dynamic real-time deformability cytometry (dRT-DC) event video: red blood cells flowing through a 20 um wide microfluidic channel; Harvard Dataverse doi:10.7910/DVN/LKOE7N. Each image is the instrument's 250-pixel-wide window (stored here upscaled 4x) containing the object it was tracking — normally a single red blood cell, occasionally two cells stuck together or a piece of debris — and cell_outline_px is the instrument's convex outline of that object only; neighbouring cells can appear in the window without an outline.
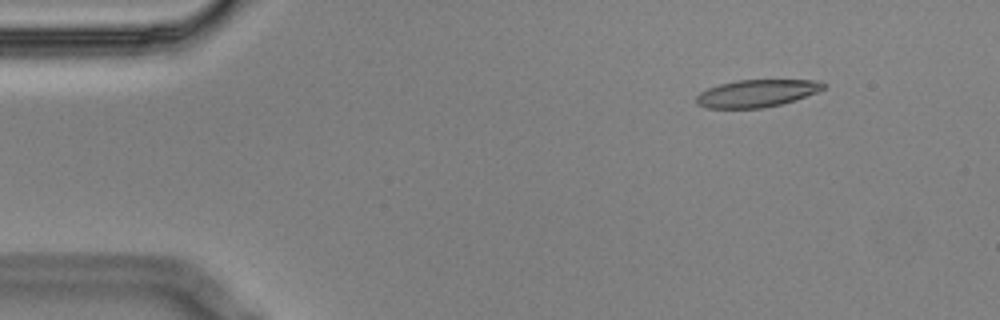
{"species": "Egyptian fruit bat (a non-hibernating species)", "species_latin": "Rousettus aegyptiacus", "temperature_condition": "cold", "stored_images_in_passage": 7, "camera_frame_rate_fps": 3000, "um_per_image_px": 0.085, "animal": {"sex": "male"}, "frame": {"image": 1, "passage_image": 1, "time_ms": 0.0, "image_size_px": [1000, 320], "cell_outline_px": [[824, 88], [816, 92], [780, 104], [764, 108], [708, 108], [696, 104], [696, 96], [700, 92], [708, 88], [720, 84], [736, 80], [816, 80], [824, 84]], "centroid_in_image_um": [64.26, 7.93], "position_along_channel_um": 20.7, "area_um2": 20.0}}
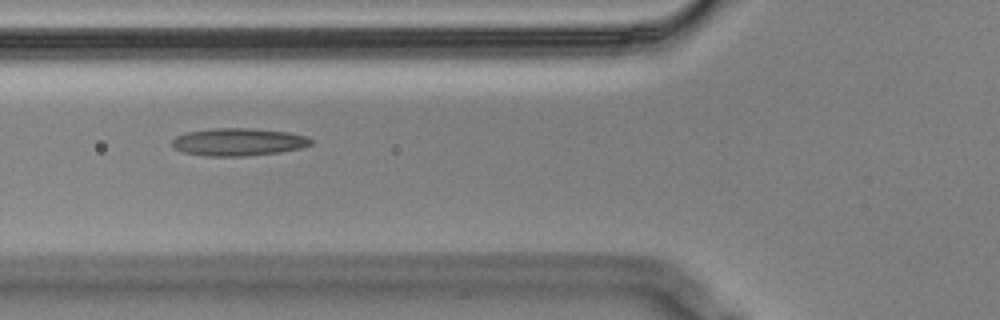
{"frame": {"image": 2, "passage_image": 5, "time_ms": 1.333, "image_size_px": [1000, 320], "cell_outline_px": [[312, 144], [300, 148], [280, 152], [244, 156], [204, 156], [184, 152], [172, 148], [172, 140], [176, 136], [188, 132], [212, 128], [252, 128], [288, 132], [308, 136], [312, 140]], "centroid_in_image_um": [20.25, 12.06], "position_along_channel_um": 105.5, "area_um2": 22.43}}
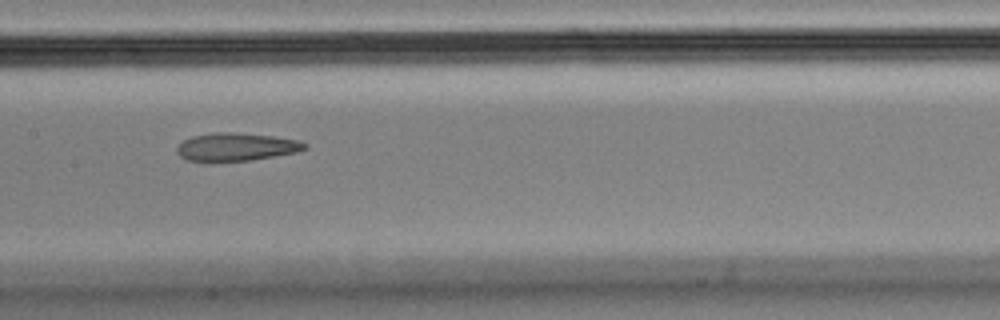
{"frame": {"image": 3, "passage_image": 7, "time_ms": 2.0, "image_size_px": [1000, 320], "cell_outline_px": [[308, 148], [296, 152], [252, 160], [188, 160], [180, 156], [176, 152], [176, 148], [184, 140], [192, 136], [216, 132], [232, 132], [272, 136], [296, 140], [308, 144]], "centroid_in_image_um": [20.09, 12.47], "position_along_channel_um": 187.3, "area_um2": 20.4}}